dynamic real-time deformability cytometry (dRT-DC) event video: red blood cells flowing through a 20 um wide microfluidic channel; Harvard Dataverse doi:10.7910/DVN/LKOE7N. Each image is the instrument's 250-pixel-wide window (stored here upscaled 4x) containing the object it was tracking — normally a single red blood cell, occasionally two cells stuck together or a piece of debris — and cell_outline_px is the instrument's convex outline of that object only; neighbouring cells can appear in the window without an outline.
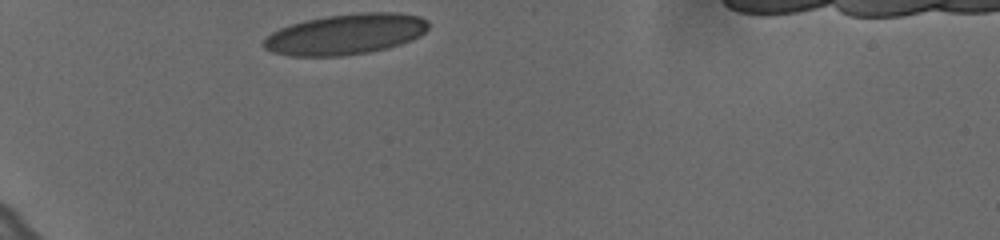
{"species": "human", "species_latin": "Homo sapiens", "temperature_condition": "cold", "stored_images_in_passage": 32, "camera_frame_rate_fps": 3000, "um_per_image_px": 0.085, "donor": {"sex": "female"}, "frame": {"image": 1, "passage_image": 1, "time_ms": 0.0, "image_size_px": [1000, 240], "cell_outline_px": [[428, 28], [420, 36], [400, 44], [388, 48], [368, 52], [340, 56], [292, 56], [272, 52], [264, 48], [264, 40], [272, 32], [280, 28], [304, 20], [324, 16], [360, 12], [396, 12], [420, 16], [428, 20]], "centroid_in_image_um": [29.39, 2.9], "position_along_channel_um": 55.6, "area_um2": 39.07}}
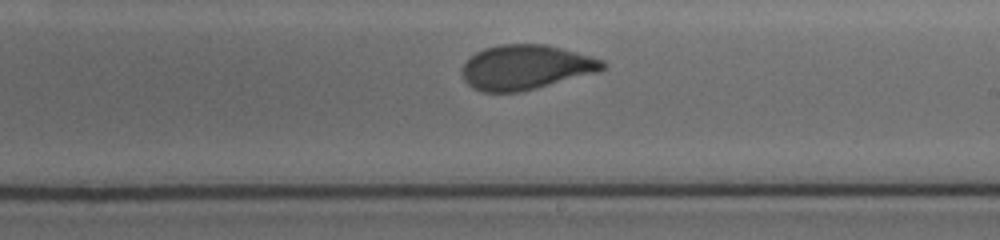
{"frame": {"image": 2, "passage_image": 19, "time_ms": 6.0, "image_size_px": [1000, 240], "cell_outline_px": [[608, 64], [604, 68], [596, 72], [536, 88], [516, 92], [484, 92], [472, 88], [464, 80], [460, 72], [464, 64], [476, 52], [484, 48], [500, 44], [548, 44], [604, 60]], "centroid_in_image_um": [44.67, 5.71], "position_along_channel_um": 244.3, "area_um2": 36.47}}
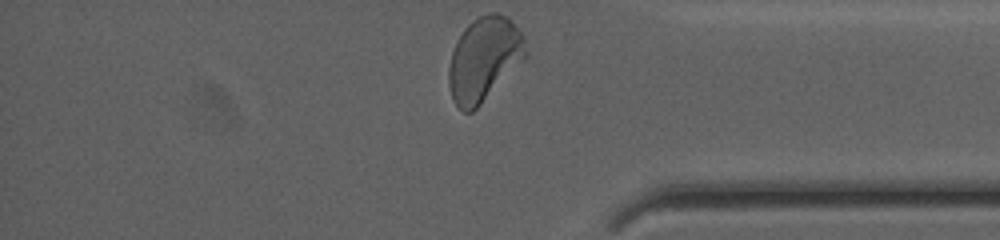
{"frame": {"image": 3, "passage_image": 32, "time_ms": 10.333, "image_size_px": [1000, 240], "cell_outline_px": [[528, 56], [472, 112], [464, 112], [452, 100], [448, 84], [448, 68], [452, 52], [456, 40], [464, 28], [472, 20], [480, 16], [492, 12], [500, 12], [508, 16], [524, 36], [528, 52]], "centroid_in_image_um": [41.15, 4.99], "position_along_channel_um": 394.0, "area_um2": 37.86}, "authors_computed_cell_mechanics": {"area_um2": 37.2232, "velocity_mm_per_s": 3.6132, "shape_relaxation_time_tau1_ms": 4.0375, "shape_relaxation_time_tau2_ms": null, "deformation_change_tau1": 0.1531, "deformation_change_tau2": null}}